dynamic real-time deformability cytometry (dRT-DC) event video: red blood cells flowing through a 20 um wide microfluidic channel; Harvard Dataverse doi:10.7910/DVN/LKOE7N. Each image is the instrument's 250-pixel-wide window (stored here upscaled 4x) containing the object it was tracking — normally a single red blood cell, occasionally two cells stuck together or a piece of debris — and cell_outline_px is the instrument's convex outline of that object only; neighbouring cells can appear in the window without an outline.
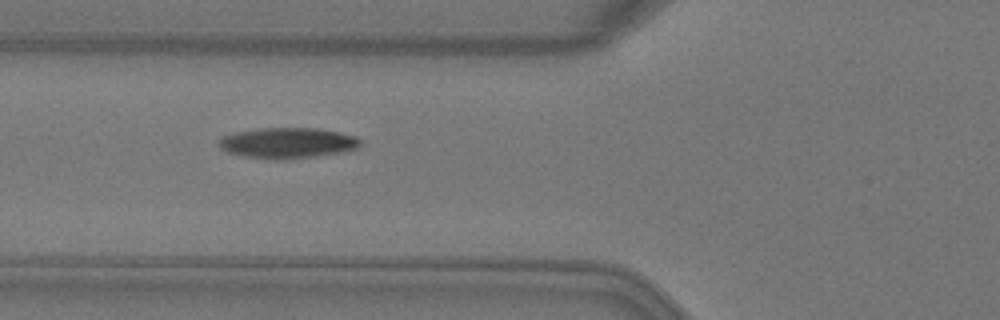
{"species": "Egyptian fruit bat (a non-hibernating species)", "species_latin": "Rousettus aegyptiacus", "temperature_condition": "warm", "stored_images_in_passage": 5, "camera_frame_rate_fps": 3000, "um_per_image_px": 0.085, "animal": {"sex": "female"}, "frame": {"image": 1, "passage_image": 3, "time_ms": 0.667, "image_size_px": [1000, 320], "cell_outline_px": [[360, 144], [356, 148], [344, 152], [316, 156], [284, 160], [272, 160], [244, 156], [228, 152], [220, 148], [220, 136], [236, 132], [260, 128], [316, 128], [340, 132], [356, 136], [360, 140]], "centroid_in_image_um": [24.44, 12.15], "position_along_channel_um": 101.4, "area_um2": 25.37}}